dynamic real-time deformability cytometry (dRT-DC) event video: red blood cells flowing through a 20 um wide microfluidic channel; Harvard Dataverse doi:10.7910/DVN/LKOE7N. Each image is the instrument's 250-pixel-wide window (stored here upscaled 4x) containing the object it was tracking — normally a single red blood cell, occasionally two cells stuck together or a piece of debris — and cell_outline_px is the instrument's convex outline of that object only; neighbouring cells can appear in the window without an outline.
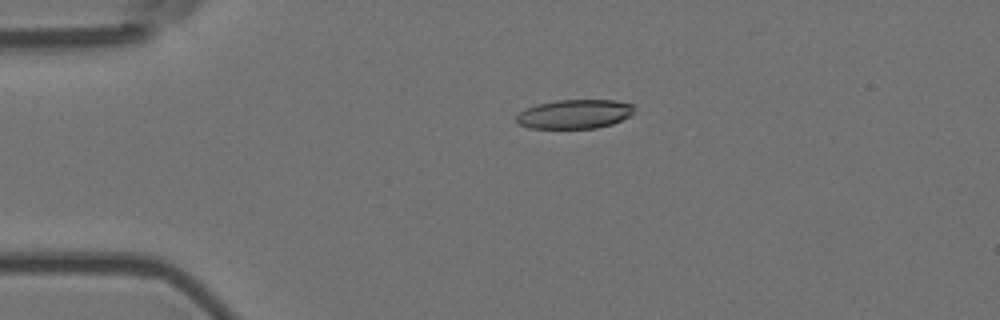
{"species": "Egyptian fruit bat (a non-hibernating species)", "species_latin": "Rousettus aegyptiacus", "temperature_condition": "room temperature", "stored_images_in_passage": 5, "camera_frame_rate_fps": 3000, "um_per_image_px": 0.085, "animal": {"sex": "female"}, "frame": {"image": 1, "passage_image": 4, "time_ms": 1.0, "image_size_px": [1000, 320], "cell_outline_px": [[632, 112], [628, 116], [612, 124], [596, 128], [528, 128], [520, 124], [516, 120], [516, 116], [524, 108], [536, 104], [556, 100], [616, 100], [632, 104]], "centroid_in_image_um": [48.79, 9.69], "position_along_channel_um": 36.2, "area_um2": 19.88}}